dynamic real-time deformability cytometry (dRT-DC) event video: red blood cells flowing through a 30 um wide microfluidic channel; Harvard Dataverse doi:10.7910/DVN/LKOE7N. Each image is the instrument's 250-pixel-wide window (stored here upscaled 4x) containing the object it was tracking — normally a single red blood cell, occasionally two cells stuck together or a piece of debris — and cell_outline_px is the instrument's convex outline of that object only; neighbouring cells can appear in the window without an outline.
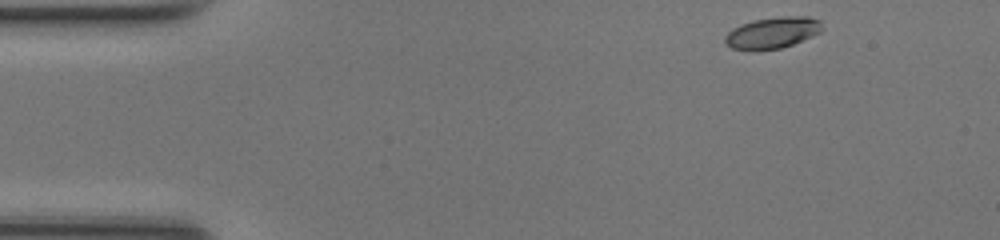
{"species": "common noctule bat (a hibernating species)", "species_latin": "Nyctalus noctula", "temperature_condition": "room temperature", "stored_images_in_passage": 44, "camera_frame_rate_fps": 3000, "um_per_image_px": 0.085, "animal": {"sex": "female", "body_mass_g": 17.0, "forearm_length_mm": 48.0}, "frame": {"image": 1, "passage_image": 1, "time_ms": 0.0, "image_size_px": [1000, 240], "cell_outline_px": [[820, 32], [812, 36], [792, 44], [780, 48], [732, 48], [724, 44], [724, 36], [732, 28], [740, 24], [752, 20], [780, 16], [808, 16], [820, 20]], "centroid_in_image_um": [65.63, 2.74], "position_along_channel_um": 19.4, "area_um2": 17.34}}
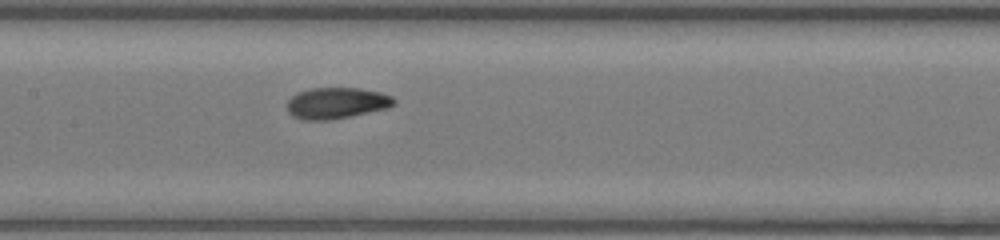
{"frame": {"image": 2, "passage_image": 19, "time_ms": 6.0, "image_size_px": [1000, 240], "cell_outline_px": [[396, 104], [388, 108], [332, 120], [304, 120], [292, 116], [288, 112], [288, 100], [296, 92], [312, 88], [360, 88], [380, 92], [392, 96], [396, 100]], "centroid_in_image_um": [28.62, 8.76], "position_along_channel_um": 178.8, "area_um2": 19.59}}
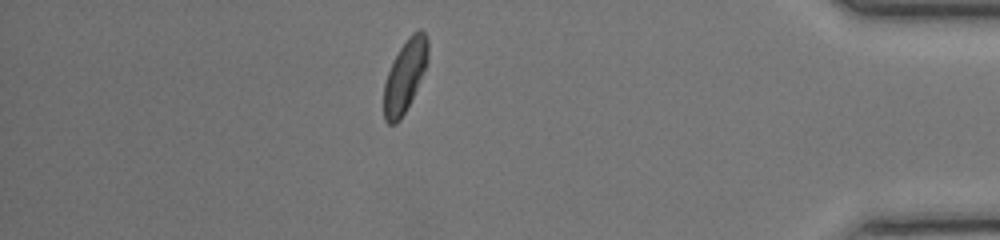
{"frame": {"image": 3, "passage_image": 38, "time_ms": 12.333, "image_size_px": [1000, 240], "cell_outline_px": [[428, 60], [416, 88], [400, 120], [396, 124], [388, 124], [384, 120], [384, 84], [388, 72], [400, 48], [408, 36], [412, 32], [420, 28], [424, 32], [428, 40]], "centroid_in_image_um": [34.41, 6.43], "position_along_channel_um": 400.8, "area_um2": 18.15}, "authors_computed_cell_mechanics": {"area_um2": 18.8428, "velocity_mm_per_s": 4.2173, "shape_relaxation_time_tau1_ms": 3.0541, "shape_relaxation_time_tau2_ms": 1.4033, "deformation_change_tau1": 0.1314, "deformation_change_tau2": 0.0595}}